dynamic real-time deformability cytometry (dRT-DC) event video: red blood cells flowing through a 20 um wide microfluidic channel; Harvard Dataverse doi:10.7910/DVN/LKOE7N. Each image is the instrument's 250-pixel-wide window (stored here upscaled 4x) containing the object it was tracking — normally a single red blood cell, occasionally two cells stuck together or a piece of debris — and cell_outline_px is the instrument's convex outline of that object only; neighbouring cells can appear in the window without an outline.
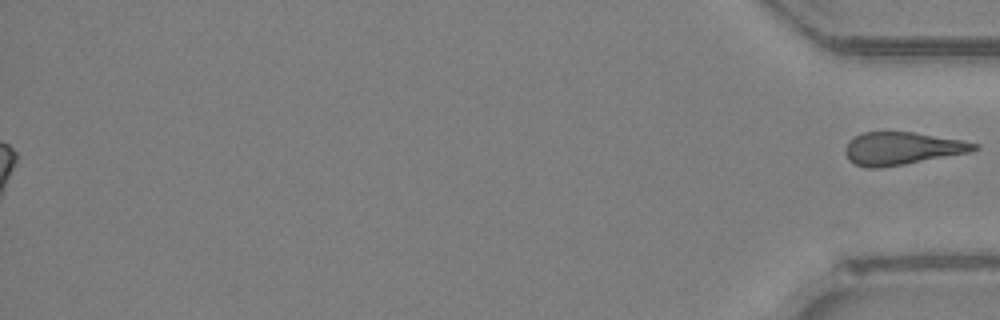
{"species": "Egyptian fruit bat (a non-hibernating species)", "species_latin": "Rousettus aegyptiacus", "temperature_condition": "room temperature", "stored_images_in_passage": 49, "segment_of_instrument_passage": [2, 2], "camera_frame_rate_fps": 3000, "um_per_image_px": 0.085, "animal": {"sex": "female"}, "frame": {"image": 1, "passage_image": 49, "time_ms": 16.0, "image_size_px": [1000, 320], "cell_outline_px": [[980, 148], [968, 152], [904, 164], [880, 168], [868, 168], [856, 164], [848, 160], [844, 152], [844, 148], [848, 140], [864, 132], [912, 132], [964, 140], [980, 144]], "centroid_in_image_um": [76.65, 12.61], "position_along_channel_um": 358.6, "area_um2": 24.51}}